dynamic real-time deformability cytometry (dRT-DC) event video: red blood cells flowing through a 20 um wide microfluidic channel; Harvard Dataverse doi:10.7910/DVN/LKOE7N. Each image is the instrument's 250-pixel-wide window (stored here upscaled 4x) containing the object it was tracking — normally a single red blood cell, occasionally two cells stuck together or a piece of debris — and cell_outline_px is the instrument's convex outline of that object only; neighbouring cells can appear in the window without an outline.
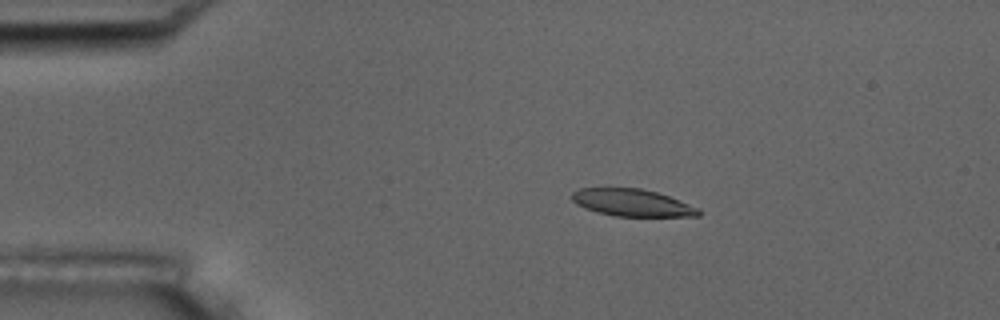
{"species": "common noctule bat (a hibernating species)", "species_latin": "Nyctalus noctula", "temperature_condition": "room temperature", "stored_images_in_passage": 10, "camera_frame_rate_fps": 3000, "um_per_image_px": 0.085, "animal": {"sex": "male", "body_mass_g": 17.5, "forearm_length_mm": 52.3}, "frame": {"image": 1, "passage_image": 4, "time_ms": 3.333, "image_size_px": [1000, 320], "cell_outline_px": [[700, 216], [616, 216], [596, 212], [584, 208], [576, 204], [572, 200], [572, 192], [580, 188], [640, 188], [656, 192], [668, 196], [700, 208]], "centroid_in_image_um": [53.71, 17.23], "position_along_channel_um": 31.3, "area_um2": 20.0}}
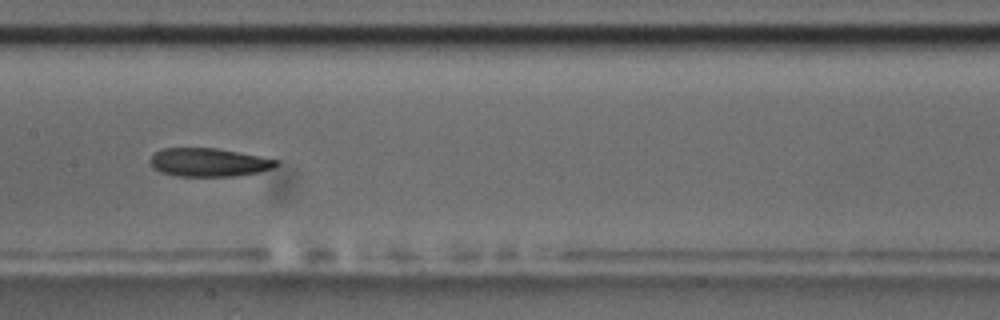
{"frame": {"image": 2, "passage_image": 9, "time_ms": 9.0, "image_size_px": [1000, 320], "cell_outline_px": [[280, 164], [272, 168], [256, 172], [236, 176], [176, 176], [160, 172], [152, 168], [148, 160], [156, 152], [164, 148], [216, 148], [280, 160]], "centroid_in_image_um": [17.72, 13.8], "position_along_channel_um": 189.7, "area_um2": 20.87}}